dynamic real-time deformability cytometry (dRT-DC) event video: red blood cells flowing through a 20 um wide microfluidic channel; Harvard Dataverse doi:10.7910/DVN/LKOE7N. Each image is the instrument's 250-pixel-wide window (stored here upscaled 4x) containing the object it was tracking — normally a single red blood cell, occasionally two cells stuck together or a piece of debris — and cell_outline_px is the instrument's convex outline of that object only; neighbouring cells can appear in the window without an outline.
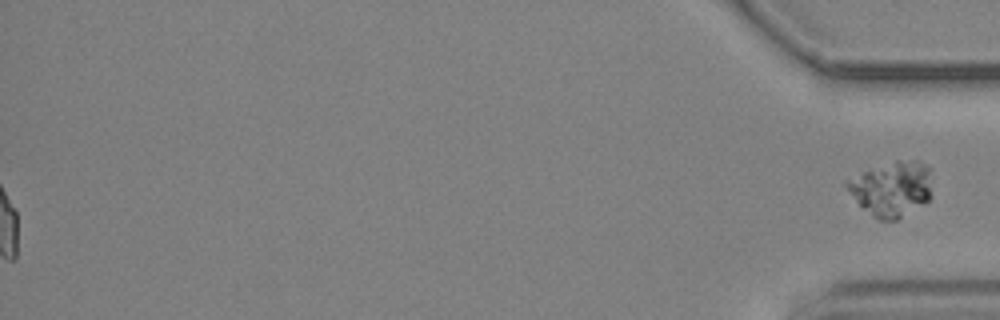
{"species": "common noctule bat (a hibernating species)", "species_latin": "Nyctalus noctula", "temperature_condition": "cold", "stored_images_in_passage": 56, "segment_of_instrument_passage": [2, 2], "camera_frame_rate_fps": 3000, "um_per_image_px": 0.085, "animal": {"sex": "male", "body_mass_g": 19.2, "forearm_length_mm": 51.8}, "frame": {"image": 1, "passage_image": 56, "time_ms": 18.333, "image_size_px": [1000, 320], "cell_outline_px": [[928, 200], [896, 220], [880, 220], [872, 216], [856, 200], [844, 184], [844, 180], [868, 168], [896, 160], [920, 160], [928, 168]], "centroid_in_image_um": [75.71, 16.01], "position_along_channel_um": 359.5, "area_um2": 26.7}}